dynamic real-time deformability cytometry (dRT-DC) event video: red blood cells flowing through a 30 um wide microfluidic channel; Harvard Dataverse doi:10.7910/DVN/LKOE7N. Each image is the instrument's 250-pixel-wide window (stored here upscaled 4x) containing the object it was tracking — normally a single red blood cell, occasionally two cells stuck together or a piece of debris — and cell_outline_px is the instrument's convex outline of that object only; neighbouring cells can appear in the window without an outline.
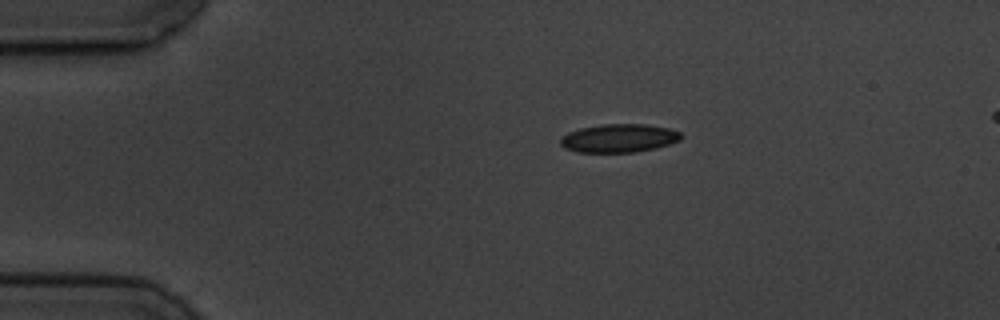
{"species": "common noctule bat (a hibernating species)", "species_latin": "Nyctalus noctula", "temperature_condition": "cold", "stored_images_in_passage": 4, "camera_frame_rate_fps": 3000, "um_per_image_px": 0.085, "animal": {"sex": "male", "body_mass_g": 19.5, "forearm_length_mm": 54.6}, "frame": {"image": 1, "passage_image": 1, "time_ms": 0.0, "image_size_px": [1000, 320], "cell_outline_px": [[684, 136], [680, 140], [656, 148], [636, 152], [576, 152], [564, 148], [560, 144], [560, 136], [568, 132], [580, 128], [600, 124], [648, 124], [668, 128], [680, 132]], "centroid_in_image_um": [52.59, 11.74], "position_along_channel_um": 32.4, "area_um2": 20.17}}
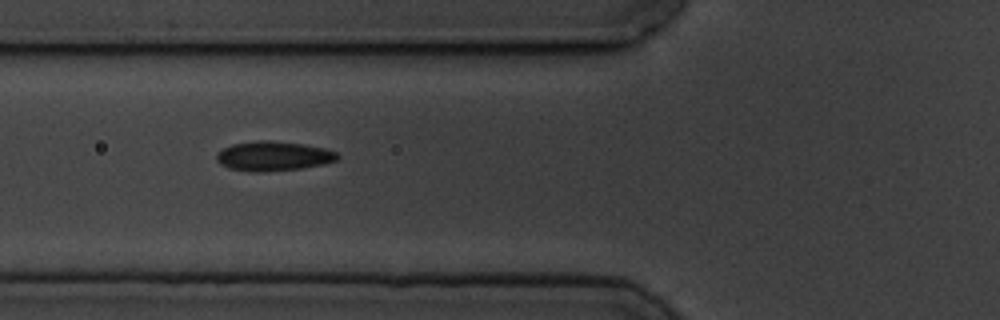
{"frame": {"image": 2, "passage_image": 4, "time_ms": 3.333, "image_size_px": [1000, 320], "cell_outline_px": [[340, 156], [336, 160], [324, 164], [300, 168], [264, 172], [252, 172], [228, 168], [220, 164], [216, 160], [216, 152], [232, 144], [256, 140], [268, 140], [304, 144], [324, 148], [336, 152]], "centroid_in_image_um": [23.2, 13.26], "position_along_channel_um": 102.6, "area_um2": 20.92}}